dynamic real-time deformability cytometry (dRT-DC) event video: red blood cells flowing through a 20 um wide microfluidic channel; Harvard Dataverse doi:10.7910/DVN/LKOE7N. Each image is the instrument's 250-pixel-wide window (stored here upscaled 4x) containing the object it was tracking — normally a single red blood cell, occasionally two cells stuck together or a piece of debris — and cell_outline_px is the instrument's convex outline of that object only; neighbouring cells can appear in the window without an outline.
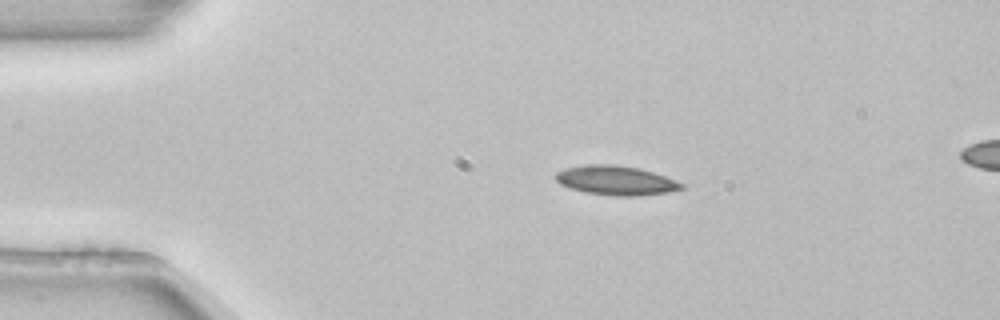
{"species": "common noctule bat (a hibernating species)", "species_latin": "Nyctalus noctula", "temperature_condition": "room temperature", "stored_images_in_passage": 4, "segment_of_instrument_passage": [1, 2], "camera_frame_rate_fps": 3000, "um_per_image_px": 0.085, "animal": {"sex": "female", "body_mass_g": 22.7, "forearm_length_mm": 54.2}, "frame": {"image": 1, "passage_image": 2, "time_ms": 0.333, "image_size_px": [1000, 320], "cell_outline_px": [[684, 188], [668, 192], [632, 196], [624, 196], [584, 192], [568, 188], [560, 184], [556, 180], [556, 172], [564, 168], [584, 164], [616, 164], [636, 168], [652, 172], [676, 180], [684, 184]], "centroid_in_image_um": [52.31, 15.32], "position_along_channel_um": 32.7, "area_um2": 21.39}}